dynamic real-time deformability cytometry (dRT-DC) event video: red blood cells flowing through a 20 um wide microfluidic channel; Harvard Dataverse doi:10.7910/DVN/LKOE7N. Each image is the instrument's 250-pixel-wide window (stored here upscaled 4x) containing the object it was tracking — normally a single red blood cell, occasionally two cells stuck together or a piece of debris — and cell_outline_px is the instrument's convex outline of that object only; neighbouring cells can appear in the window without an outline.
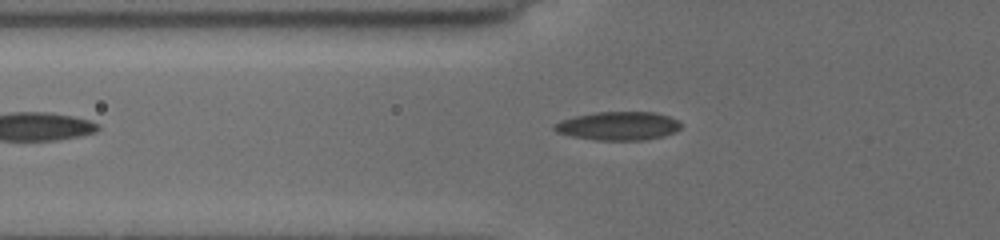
{"species": "common noctule bat (a hibernating species)", "species_latin": "Nyctalus noctula", "temperature_condition": "cold", "stored_images_in_passage": 7, "camera_frame_rate_fps": 3000, "um_per_image_px": 0.085, "animal": {"sex": "female", "body_mass_g": 19.5, "forearm_length_mm": 54.1}, "frame": {"image": 1, "passage_image": 7, "time_ms": 6.0, "image_size_px": [1000, 240], "cell_outline_px": [[680, 128], [676, 132], [664, 136], [644, 140], [596, 140], [572, 136], [556, 132], [552, 128], [552, 124], [560, 120], [576, 116], [596, 112], [652, 112], [668, 116], [680, 120]], "centroid_in_image_um": [52.54, 10.7], "position_along_channel_um": 73.3, "area_um2": 21.15}}